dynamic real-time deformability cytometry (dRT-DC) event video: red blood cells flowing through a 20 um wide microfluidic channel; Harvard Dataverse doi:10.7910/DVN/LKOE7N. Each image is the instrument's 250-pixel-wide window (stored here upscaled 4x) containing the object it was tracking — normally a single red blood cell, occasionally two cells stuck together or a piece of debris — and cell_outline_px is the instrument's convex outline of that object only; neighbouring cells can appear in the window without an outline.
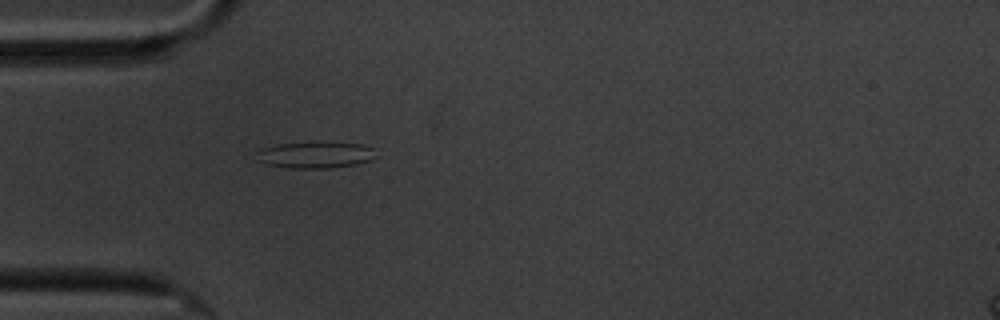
{"species": "common noctule bat (a hibernating species)", "species_latin": "Nyctalus noctula", "temperature_condition": "cold", "stored_images_in_passage": 5, "camera_frame_rate_fps": 3000, "um_per_image_px": 0.085, "animal": {"sex": "male", "body_mass_g": 20.1, "forearm_length_mm": 53.5}, "frame": {"image": 1, "passage_image": 5, "time_ms": 4.333, "image_size_px": [1000, 320], "cell_outline_px": [[380, 156], [372, 160], [356, 164], [328, 168], [288, 168], [264, 164], [256, 160], [256, 152], [260, 148], [276, 144], [360, 144], [372, 148]], "centroid_in_image_um": [26.77, 13.2], "position_along_channel_um": 58.2, "area_um2": 18.09}}